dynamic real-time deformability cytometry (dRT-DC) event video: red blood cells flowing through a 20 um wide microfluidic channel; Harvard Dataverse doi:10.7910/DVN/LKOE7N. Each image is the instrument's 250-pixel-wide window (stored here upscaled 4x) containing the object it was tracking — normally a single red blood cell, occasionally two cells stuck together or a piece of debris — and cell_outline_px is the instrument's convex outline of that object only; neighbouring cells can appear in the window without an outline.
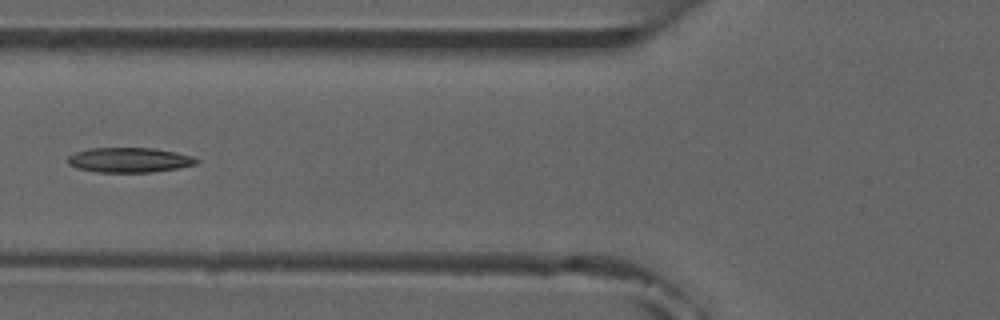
{"species": "common noctule bat (a hibernating species)", "species_latin": "Nyctalus noctula", "temperature_condition": "room temperature", "stored_images_in_passage": 6, "camera_frame_rate_fps": 3000, "um_per_image_px": 0.085, "animal": {"sex": "male", "forearm_length_mm": 52.5}, "frame": {"image": 1, "passage_image": 5, "time_ms": 5.333, "image_size_px": [1000, 320], "cell_outline_px": [[200, 160], [196, 164], [176, 168], [152, 172], [96, 172], [80, 168], [68, 164], [68, 156], [76, 152], [88, 148], [156, 148], [176, 152], [192, 156]], "centroid_in_image_um": [11.0, 13.59], "position_along_channel_um": 114.8, "area_um2": 18.55}}
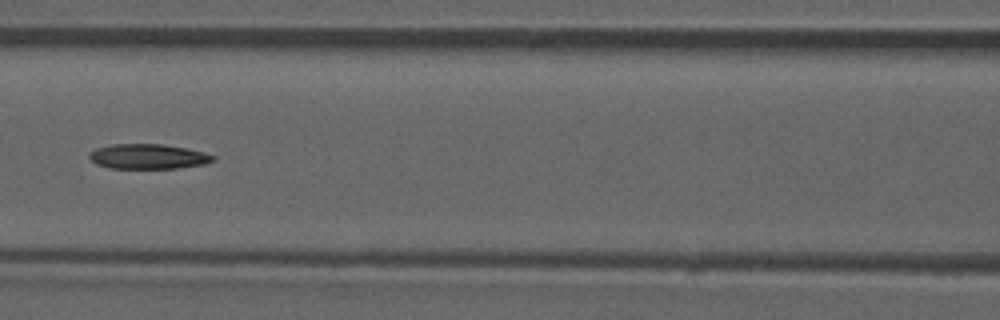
{"frame": {"image": 2, "passage_image": 6, "time_ms": 6.333, "image_size_px": [1000, 320], "cell_outline_px": [[216, 160], [204, 164], [176, 168], [112, 168], [96, 164], [88, 156], [88, 152], [96, 148], [112, 144], [164, 144], [188, 148], [204, 152], [216, 156]], "centroid_in_image_um": [12.61, 13.29], "position_along_channel_um": 154.0, "area_um2": 18.09}}